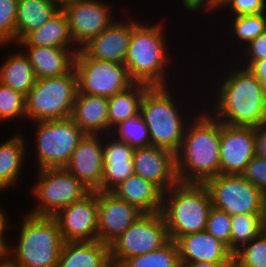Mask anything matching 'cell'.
Returning <instances> with one entry per match:
<instances>
[{
    "label": "cell",
    "mask_w": 266,
    "mask_h": 267,
    "mask_svg": "<svg viewBox=\"0 0 266 267\" xmlns=\"http://www.w3.org/2000/svg\"><path fill=\"white\" fill-rule=\"evenodd\" d=\"M110 134L127 143L133 149L151 146L149 130L140 113L122 121L112 129Z\"/></svg>",
    "instance_id": "836d02e7"
},
{
    "label": "cell",
    "mask_w": 266,
    "mask_h": 267,
    "mask_svg": "<svg viewBox=\"0 0 266 267\" xmlns=\"http://www.w3.org/2000/svg\"><path fill=\"white\" fill-rule=\"evenodd\" d=\"M134 172L157 185L163 192L179 182L176 154L164 148H137L133 154Z\"/></svg>",
    "instance_id": "ac0fdd59"
},
{
    "label": "cell",
    "mask_w": 266,
    "mask_h": 267,
    "mask_svg": "<svg viewBox=\"0 0 266 267\" xmlns=\"http://www.w3.org/2000/svg\"><path fill=\"white\" fill-rule=\"evenodd\" d=\"M169 241L162 213H143L109 245L113 267L131 257L158 250Z\"/></svg>",
    "instance_id": "30bf717a"
},
{
    "label": "cell",
    "mask_w": 266,
    "mask_h": 267,
    "mask_svg": "<svg viewBox=\"0 0 266 267\" xmlns=\"http://www.w3.org/2000/svg\"><path fill=\"white\" fill-rule=\"evenodd\" d=\"M60 10L49 0H18L16 44L29 32L40 28Z\"/></svg>",
    "instance_id": "f1b7e54d"
},
{
    "label": "cell",
    "mask_w": 266,
    "mask_h": 267,
    "mask_svg": "<svg viewBox=\"0 0 266 267\" xmlns=\"http://www.w3.org/2000/svg\"><path fill=\"white\" fill-rule=\"evenodd\" d=\"M171 91L173 90L169 86L149 87L142 97L140 114L148 127L151 146L176 154L181 147L187 123L203 106L197 107L196 110L188 106L183 109L174 97L176 93ZM188 108L192 109L190 117L187 115Z\"/></svg>",
    "instance_id": "277c9868"
},
{
    "label": "cell",
    "mask_w": 266,
    "mask_h": 267,
    "mask_svg": "<svg viewBox=\"0 0 266 267\" xmlns=\"http://www.w3.org/2000/svg\"><path fill=\"white\" fill-rule=\"evenodd\" d=\"M225 9L231 12V17L266 13V0H222L218 10Z\"/></svg>",
    "instance_id": "ab89813d"
},
{
    "label": "cell",
    "mask_w": 266,
    "mask_h": 267,
    "mask_svg": "<svg viewBox=\"0 0 266 267\" xmlns=\"http://www.w3.org/2000/svg\"><path fill=\"white\" fill-rule=\"evenodd\" d=\"M205 230L226 244L230 250L231 215L212 206L208 214Z\"/></svg>",
    "instance_id": "74e56055"
},
{
    "label": "cell",
    "mask_w": 266,
    "mask_h": 267,
    "mask_svg": "<svg viewBox=\"0 0 266 267\" xmlns=\"http://www.w3.org/2000/svg\"><path fill=\"white\" fill-rule=\"evenodd\" d=\"M149 85L134 83L127 90L108 98L109 134L112 129L128 118L140 113V104Z\"/></svg>",
    "instance_id": "f546056e"
},
{
    "label": "cell",
    "mask_w": 266,
    "mask_h": 267,
    "mask_svg": "<svg viewBox=\"0 0 266 267\" xmlns=\"http://www.w3.org/2000/svg\"><path fill=\"white\" fill-rule=\"evenodd\" d=\"M234 267H266V232L262 231L233 254Z\"/></svg>",
    "instance_id": "e575fe53"
},
{
    "label": "cell",
    "mask_w": 266,
    "mask_h": 267,
    "mask_svg": "<svg viewBox=\"0 0 266 267\" xmlns=\"http://www.w3.org/2000/svg\"><path fill=\"white\" fill-rule=\"evenodd\" d=\"M175 242L181 263L233 262L228 246L206 230L181 236Z\"/></svg>",
    "instance_id": "44dd1931"
},
{
    "label": "cell",
    "mask_w": 266,
    "mask_h": 267,
    "mask_svg": "<svg viewBox=\"0 0 266 267\" xmlns=\"http://www.w3.org/2000/svg\"><path fill=\"white\" fill-rule=\"evenodd\" d=\"M20 48L16 50L17 52H11L12 55H3L2 65H0V82L27 96L35 84L36 77L28 55L24 50L22 51V47Z\"/></svg>",
    "instance_id": "83f0119b"
},
{
    "label": "cell",
    "mask_w": 266,
    "mask_h": 267,
    "mask_svg": "<svg viewBox=\"0 0 266 267\" xmlns=\"http://www.w3.org/2000/svg\"><path fill=\"white\" fill-rule=\"evenodd\" d=\"M25 214L17 224L16 243L9 241L8 262L14 267H57L64 243L57 220Z\"/></svg>",
    "instance_id": "5b68a950"
},
{
    "label": "cell",
    "mask_w": 266,
    "mask_h": 267,
    "mask_svg": "<svg viewBox=\"0 0 266 267\" xmlns=\"http://www.w3.org/2000/svg\"><path fill=\"white\" fill-rule=\"evenodd\" d=\"M181 3L189 13L191 11L195 13L202 10L205 13L210 12V14H214V11L216 12V10L219 9L218 0H181L180 4Z\"/></svg>",
    "instance_id": "b9f144b4"
},
{
    "label": "cell",
    "mask_w": 266,
    "mask_h": 267,
    "mask_svg": "<svg viewBox=\"0 0 266 267\" xmlns=\"http://www.w3.org/2000/svg\"><path fill=\"white\" fill-rule=\"evenodd\" d=\"M263 193L266 192V159L255 155L241 174Z\"/></svg>",
    "instance_id": "60d3db41"
},
{
    "label": "cell",
    "mask_w": 266,
    "mask_h": 267,
    "mask_svg": "<svg viewBox=\"0 0 266 267\" xmlns=\"http://www.w3.org/2000/svg\"><path fill=\"white\" fill-rule=\"evenodd\" d=\"M30 193L38 204L28 211L34 216L54 217L62 208L82 199L90 190L65 168L36 170Z\"/></svg>",
    "instance_id": "ba28073f"
},
{
    "label": "cell",
    "mask_w": 266,
    "mask_h": 267,
    "mask_svg": "<svg viewBox=\"0 0 266 267\" xmlns=\"http://www.w3.org/2000/svg\"><path fill=\"white\" fill-rule=\"evenodd\" d=\"M249 69L259 79L262 88L266 93V60L254 62Z\"/></svg>",
    "instance_id": "ee69618b"
},
{
    "label": "cell",
    "mask_w": 266,
    "mask_h": 267,
    "mask_svg": "<svg viewBox=\"0 0 266 267\" xmlns=\"http://www.w3.org/2000/svg\"><path fill=\"white\" fill-rule=\"evenodd\" d=\"M122 19H117L81 49L90 58L124 64L131 37L132 19Z\"/></svg>",
    "instance_id": "d6986e66"
},
{
    "label": "cell",
    "mask_w": 266,
    "mask_h": 267,
    "mask_svg": "<svg viewBox=\"0 0 266 267\" xmlns=\"http://www.w3.org/2000/svg\"><path fill=\"white\" fill-rule=\"evenodd\" d=\"M230 58L232 60H229ZM229 59L227 62L231 65L225 66H230L232 69L229 67V70L223 69L222 72L219 69L223 76H218L217 85L213 84L216 86L213 87V90L216 89L212 92L213 95L210 92L207 98L203 96L206 103L204 102L205 105L202 106H206L204 108L221 123L230 126L257 127L266 124V93L259 79L249 68L242 67L238 63L236 66L233 58Z\"/></svg>",
    "instance_id": "6da1fadb"
},
{
    "label": "cell",
    "mask_w": 266,
    "mask_h": 267,
    "mask_svg": "<svg viewBox=\"0 0 266 267\" xmlns=\"http://www.w3.org/2000/svg\"><path fill=\"white\" fill-rule=\"evenodd\" d=\"M242 50L240 53H237L236 57L238 58L233 59L242 67L249 68L256 61L266 60V32L258 35L247 45L243 46Z\"/></svg>",
    "instance_id": "f35d334b"
},
{
    "label": "cell",
    "mask_w": 266,
    "mask_h": 267,
    "mask_svg": "<svg viewBox=\"0 0 266 267\" xmlns=\"http://www.w3.org/2000/svg\"><path fill=\"white\" fill-rule=\"evenodd\" d=\"M142 214L111 191H98V241L109 246Z\"/></svg>",
    "instance_id": "2e32d148"
},
{
    "label": "cell",
    "mask_w": 266,
    "mask_h": 267,
    "mask_svg": "<svg viewBox=\"0 0 266 267\" xmlns=\"http://www.w3.org/2000/svg\"><path fill=\"white\" fill-rule=\"evenodd\" d=\"M26 118V96L0 82V122Z\"/></svg>",
    "instance_id": "d590c367"
},
{
    "label": "cell",
    "mask_w": 266,
    "mask_h": 267,
    "mask_svg": "<svg viewBox=\"0 0 266 267\" xmlns=\"http://www.w3.org/2000/svg\"><path fill=\"white\" fill-rule=\"evenodd\" d=\"M57 267H113L109 246L100 241L64 242Z\"/></svg>",
    "instance_id": "484cf974"
},
{
    "label": "cell",
    "mask_w": 266,
    "mask_h": 267,
    "mask_svg": "<svg viewBox=\"0 0 266 267\" xmlns=\"http://www.w3.org/2000/svg\"><path fill=\"white\" fill-rule=\"evenodd\" d=\"M28 55L36 79L61 76L74 67L77 47L22 46Z\"/></svg>",
    "instance_id": "7402d4cb"
},
{
    "label": "cell",
    "mask_w": 266,
    "mask_h": 267,
    "mask_svg": "<svg viewBox=\"0 0 266 267\" xmlns=\"http://www.w3.org/2000/svg\"><path fill=\"white\" fill-rule=\"evenodd\" d=\"M18 0H0V48L16 46Z\"/></svg>",
    "instance_id": "8d00e7d4"
},
{
    "label": "cell",
    "mask_w": 266,
    "mask_h": 267,
    "mask_svg": "<svg viewBox=\"0 0 266 267\" xmlns=\"http://www.w3.org/2000/svg\"><path fill=\"white\" fill-rule=\"evenodd\" d=\"M111 192L143 213H156L162 210L164 192L154 183L136 174L129 176Z\"/></svg>",
    "instance_id": "d4e9b609"
},
{
    "label": "cell",
    "mask_w": 266,
    "mask_h": 267,
    "mask_svg": "<svg viewBox=\"0 0 266 267\" xmlns=\"http://www.w3.org/2000/svg\"><path fill=\"white\" fill-rule=\"evenodd\" d=\"M0 198H1V196H0ZM1 202V201H0ZM9 216L8 215H6V212H5V210L4 209H2V207L0 206V233H6V230H7V228L9 227H11L10 225L12 224V223H10L9 224V218H8Z\"/></svg>",
    "instance_id": "7dc6e473"
},
{
    "label": "cell",
    "mask_w": 266,
    "mask_h": 267,
    "mask_svg": "<svg viewBox=\"0 0 266 267\" xmlns=\"http://www.w3.org/2000/svg\"><path fill=\"white\" fill-rule=\"evenodd\" d=\"M255 155V127L221 123L220 174L241 175Z\"/></svg>",
    "instance_id": "9a60e30c"
},
{
    "label": "cell",
    "mask_w": 266,
    "mask_h": 267,
    "mask_svg": "<svg viewBox=\"0 0 266 267\" xmlns=\"http://www.w3.org/2000/svg\"><path fill=\"white\" fill-rule=\"evenodd\" d=\"M211 208L210 194L204 183L178 182L165 191L161 213L170 240L205 231Z\"/></svg>",
    "instance_id": "8992f818"
},
{
    "label": "cell",
    "mask_w": 266,
    "mask_h": 267,
    "mask_svg": "<svg viewBox=\"0 0 266 267\" xmlns=\"http://www.w3.org/2000/svg\"><path fill=\"white\" fill-rule=\"evenodd\" d=\"M6 233H0V265L8 263V246Z\"/></svg>",
    "instance_id": "bcb514c9"
},
{
    "label": "cell",
    "mask_w": 266,
    "mask_h": 267,
    "mask_svg": "<svg viewBox=\"0 0 266 267\" xmlns=\"http://www.w3.org/2000/svg\"><path fill=\"white\" fill-rule=\"evenodd\" d=\"M182 267H234L233 262H194L181 263Z\"/></svg>",
    "instance_id": "f6af8a7d"
},
{
    "label": "cell",
    "mask_w": 266,
    "mask_h": 267,
    "mask_svg": "<svg viewBox=\"0 0 266 267\" xmlns=\"http://www.w3.org/2000/svg\"><path fill=\"white\" fill-rule=\"evenodd\" d=\"M54 218L64 242L98 240V191L65 206Z\"/></svg>",
    "instance_id": "5bb4252c"
},
{
    "label": "cell",
    "mask_w": 266,
    "mask_h": 267,
    "mask_svg": "<svg viewBox=\"0 0 266 267\" xmlns=\"http://www.w3.org/2000/svg\"><path fill=\"white\" fill-rule=\"evenodd\" d=\"M24 134L14 133L11 138L3 140L0 144V191L1 194L5 190L17 187L23 177L24 164L29 160L28 154H26L28 139ZM27 156V157H26ZM26 157V158H25ZM23 172V173H22ZM21 176V177H20ZM10 187V188H9Z\"/></svg>",
    "instance_id": "cb8c5ba5"
},
{
    "label": "cell",
    "mask_w": 266,
    "mask_h": 267,
    "mask_svg": "<svg viewBox=\"0 0 266 267\" xmlns=\"http://www.w3.org/2000/svg\"><path fill=\"white\" fill-rule=\"evenodd\" d=\"M0 267H14V266L11 265V264L8 262V263H5V264L0 265Z\"/></svg>",
    "instance_id": "f907efd6"
},
{
    "label": "cell",
    "mask_w": 266,
    "mask_h": 267,
    "mask_svg": "<svg viewBox=\"0 0 266 267\" xmlns=\"http://www.w3.org/2000/svg\"><path fill=\"white\" fill-rule=\"evenodd\" d=\"M49 1L57 5L60 9H63L66 5L73 2L74 0H49Z\"/></svg>",
    "instance_id": "681fc988"
},
{
    "label": "cell",
    "mask_w": 266,
    "mask_h": 267,
    "mask_svg": "<svg viewBox=\"0 0 266 267\" xmlns=\"http://www.w3.org/2000/svg\"><path fill=\"white\" fill-rule=\"evenodd\" d=\"M108 3L102 0H74L62 9L69 21L72 41L78 49L119 19L113 17L112 2Z\"/></svg>",
    "instance_id": "4fadbf2b"
},
{
    "label": "cell",
    "mask_w": 266,
    "mask_h": 267,
    "mask_svg": "<svg viewBox=\"0 0 266 267\" xmlns=\"http://www.w3.org/2000/svg\"><path fill=\"white\" fill-rule=\"evenodd\" d=\"M262 232L260 213L231 216L230 251L234 254Z\"/></svg>",
    "instance_id": "d6a6232c"
},
{
    "label": "cell",
    "mask_w": 266,
    "mask_h": 267,
    "mask_svg": "<svg viewBox=\"0 0 266 267\" xmlns=\"http://www.w3.org/2000/svg\"><path fill=\"white\" fill-rule=\"evenodd\" d=\"M204 184L213 207L231 216L261 213L263 192L242 175L219 174Z\"/></svg>",
    "instance_id": "7c38bea8"
},
{
    "label": "cell",
    "mask_w": 266,
    "mask_h": 267,
    "mask_svg": "<svg viewBox=\"0 0 266 267\" xmlns=\"http://www.w3.org/2000/svg\"><path fill=\"white\" fill-rule=\"evenodd\" d=\"M260 217H261L262 231L266 232V192L263 193Z\"/></svg>",
    "instance_id": "c3c4849f"
},
{
    "label": "cell",
    "mask_w": 266,
    "mask_h": 267,
    "mask_svg": "<svg viewBox=\"0 0 266 267\" xmlns=\"http://www.w3.org/2000/svg\"><path fill=\"white\" fill-rule=\"evenodd\" d=\"M220 137L221 122L203 106L187 123L176 153L179 182L205 183L220 174Z\"/></svg>",
    "instance_id": "7a4b0ae2"
},
{
    "label": "cell",
    "mask_w": 266,
    "mask_h": 267,
    "mask_svg": "<svg viewBox=\"0 0 266 267\" xmlns=\"http://www.w3.org/2000/svg\"><path fill=\"white\" fill-rule=\"evenodd\" d=\"M228 18L230 19H228L227 22L231 23H227L230 29V32L227 34V36L230 35V37L238 42H235V40H232V38L229 40H231V42H234L235 44L238 43L239 45L236 46L238 47L236 48L238 50L235 55H237L238 51H240L239 49H242L243 45H247L258 35L266 32V13L248 14Z\"/></svg>",
    "instance_id": "4dcf8cb0"
},
{
    "label": "cell",
    "mask_w": 266,
    "mask_h": 267,
    "mask_svg": "<svg viewBox=\"0 0 266 267\" xmlns=\"http://www.w3.org/2000/svg\"><path fill=\"white\" fill-rule=\"evenodd\" d=\"M142 22L132 20L131 37L124 62L129 77L134 83L150 87H172L168 82L170 72L167 69L171 68L172 57L171 52L168 53L171 48L167 45L165 24L161 21H156L153 25Z\"/></svg>",
    "instance_id": "3957f363"
},
{
    "label": "cell",
    "mask_w": 266,
    "mask_h": 267,
    "mask_svg": "<svg viewBox=\"0 0 266 267\" xmlns=\"http://www.w3.org/2000/svg\"><path fill=\"white\" fill-rule=\"evenodd\" d=\"M103 135L85 134L64 167L90 191H101Z\"/></svg>",
    "instance_id": "e0dca14e"
},
{
    "label": "cell",
    "mask_w": 266,
    "mask_h": 267,
    "mask_svg": "<svg viewBox=\"0 0 266 267\" xmlns=\"http://www.w3.org/2000/svg\"><path fill=\"white\" fill-rule=\"evenodd\" d=\"M70 118L85 134H109L108 98L78 93Z\"/></svg>",
    "instance_id": "603a6c76"
},
{
    "label": "cell",
    "mask_w": 266,
    "mask_h": 267,
    "mask_svg": "<svg viewBox=\"0 0 266 267\" xmlns=\"http://www.w3.org/2000/svg\"><path fill=\"white\" fill-rule=\"evenodd\" d=\"M134 150L111 134L103 135V175L101 191H112L129 176L135 174Z\"/></svg>",
    "instance_id": "ffe728a7"
},
{
    "label": "cell",
    "mask_w": 266,
    "mask_h": 267,
    "mask_svg": "<svg viewBox=\"0 0 266 267\" xmlns=\"http://www.w3.org/2000/svg\"><path fill=\"white\" fill-rule=\"evenodd\" d=\"M78 94L74 67L66 74L36 79L26 96V119L29 124L71 117Z\"/></svg>",
    "instance_id": "52a82bcc"
},
{
    "label": "cell",
    "mask_w": 266,
    "mask_h": 267,
    "mask_svg": "<svg viewBox=\"0 0 266 267\" xmlns=\"http://www.w3.org/2000/svg\"><path fill=\"white\" fill-rule=\"evenodd\" d=\"M74 69L78 93L110 98L134 84L124 64L90 58L82 49L75 55Z\"/></svg>",
    "instance_id": "8fae6325"
},
{
    "label": "cell",
    "mask_w": 266,
    "mask_h": 267,
    "mask_svg": "<svg viewBox=\"0 0 266 267\" xmlns=\"http://www.w3.org/2000/svg\"><path fill=\"white\" fill-rule=\"evenodd\" d=\"M118 267H182L179 249L170 240L158 250L124 260Z\"/></svg>",
    "instance_id": "1f68e13d"
},
{
    "label": "cell",
    "mask_w": 266,
    "mask_h": 267,
    "mask_svg": "<svg viewBox=\"0 0 266 267\" xmlns=\"http://www.w3.org/2000/svg\"><path fill=\"white\" fill-rule=\"evenodd\" d=\"M256 155L266 159V124L255 127Z\"/></svg>",
    "instance_id": "7bdbcfd3"
},
{
    "label": "cell",
    "mask_w": 266,
    "mask_h": 267,
    "mask_svg": "<svg viewBox=\"0 0 266 267\" xmlns=\"http://www.w3.org/2000/svg\"><path fill=\"white\" fill-rule=\"evenodd\" d=\"M16 45L35 47H76L66 13L61 9L40 28L29 32Z\"/></svg>",
    "instance_id": "4316f807"
},
{
    "label": "cell",
    "mask_w": 266,
    "mask_h": 267,
    "mask_svg": "<svg viewBox=\"0 0 266 267\" xmlns=\"http://www.w3.org/2000/svg\"><path fill=\"white\" fill-rule=\"evenodd\" d=\"M33 123L37 170L64 168L85 133L70 117Z\"/></svg>",
    "instance_id": "9c48e42d"
}]
</instances>
